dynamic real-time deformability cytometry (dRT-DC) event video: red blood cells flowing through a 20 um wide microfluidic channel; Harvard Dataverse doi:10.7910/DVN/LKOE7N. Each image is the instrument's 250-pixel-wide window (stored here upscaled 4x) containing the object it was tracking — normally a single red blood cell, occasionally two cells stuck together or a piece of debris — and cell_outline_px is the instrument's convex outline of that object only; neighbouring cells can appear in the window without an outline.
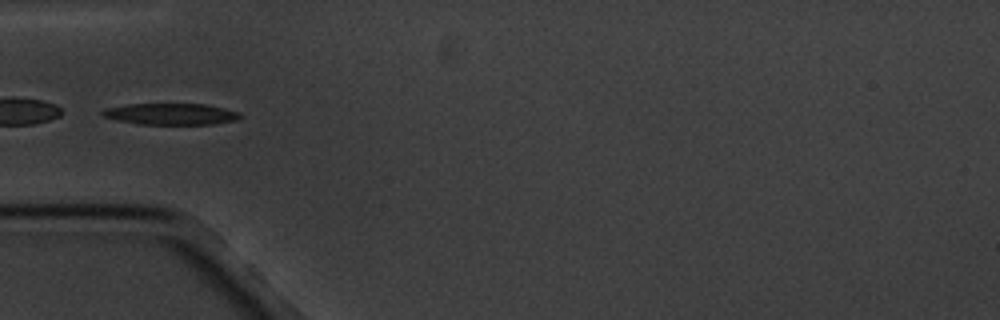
{"species": "common noctule bat (a hibernating species)", "species_latin": "Nyctalus noctula", "temperature_condition": "cold", "stored_images_in_passage": 7, "camera_frame_rate_fps": 3000, "um_per_image_px": 0.085, "animal": {"sex": "male", "body_mass_g": 20.1, "forearm_length_mm": 53.5}, "frame": {"image": 1, "passage_image": 5, "time_ms": 4.333, "image_size_px": [1000, 320], "cell_outline_px": [[244, 116], [236, 120], [212, 124], [136, 124], [116, 120], [104, 116], [100, 112], [104, 108], [128, 104], [204, 104], [224, 108], [240, 112]], "centroid_in_image_um": [14.53, 9.69], "position_along_channel_um": 70.5, "area_um2": 17.22}}